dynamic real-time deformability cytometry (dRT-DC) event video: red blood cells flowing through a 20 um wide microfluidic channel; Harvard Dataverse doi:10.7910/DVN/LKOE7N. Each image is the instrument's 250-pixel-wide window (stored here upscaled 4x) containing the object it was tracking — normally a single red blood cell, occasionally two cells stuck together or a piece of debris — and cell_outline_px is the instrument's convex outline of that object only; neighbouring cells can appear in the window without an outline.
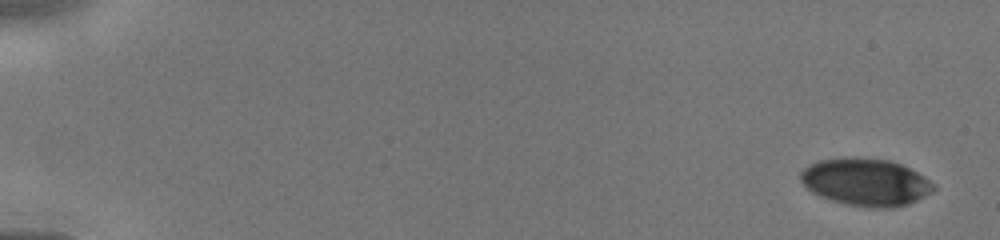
{"species": "human", "species_latin": "Homo sapiens", "temperature_condition": "cold", "stored_images_in_passage": 16, "camera_frame_rate_fps": 3000, "um_per_image_px": 0.085, "donor": {"sex": "male"}, "frame": {"image": 1, "passage_image": 1, "time_ms": 0.0, "image_size_px": [1000, 240], "cell_outline_px": [[936, 188], [932, 192], [908, 204], [892, 208], [868, 208], [844, 204], [820, 196], [812, 192], [800, 180], [800, 172], [808, 164], [820, 160], [844, 156], [852, 156], [888, 160], [900, 164], [924, 176], [936, 184]], "centroid_in_image_um": [73.58, 15.47], "position_along_channel_um": 11.4, "area_um2": 37.05}}
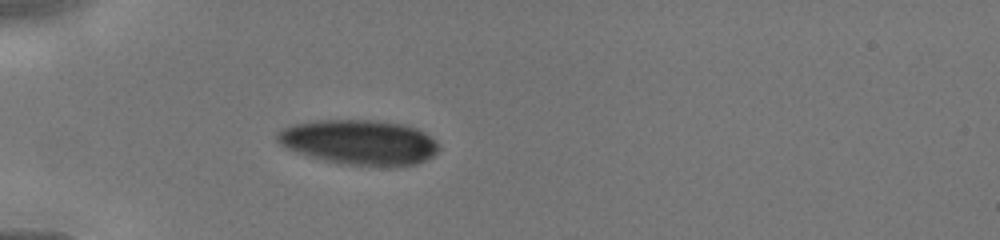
{"frame": {"image": 2, "passage_image": 12, "time_ms": 4.333, "image_size_px": [1000, 240], "cell_outline_px": [[440, 148], [432, 156], [416, 164], [396, 168], [384, 168], [348, 164], [324, 160], [308, 156], [296, 152], [280, 144], [276, 140], [276, 132], [292, 124], [316, 120], [372, 120], [404, 124], [416, 128], [424, 132], [436, 140], [440, 144]], "centroid_in_image_um": [30.57, 12.11], "position_along_channel_um": 54.4, "area_um2": 42.89}}
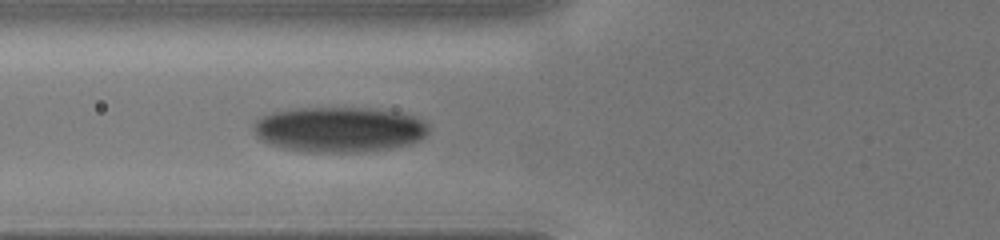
{"frame": {"image": 3, "passage_image": 16, "time_ms": 5.667, "image_size_px": [1000, 240], "cell_outline_px": [[428, 132], [420, 140], [408, 144], [392, 148], [360, 152], [308, 152], [284, 148], [268, 144], [260, 140], [256, 136], [252, 128], [252, 124], [260, 116], [272, 112], [296, 108], [372, 108], [400, 112], [416, 116], [428, 124]], "centroid_in_image_um": [28.81, 11.0], "position_along_channel_um": 97.0, "area_um2": 46.7}}